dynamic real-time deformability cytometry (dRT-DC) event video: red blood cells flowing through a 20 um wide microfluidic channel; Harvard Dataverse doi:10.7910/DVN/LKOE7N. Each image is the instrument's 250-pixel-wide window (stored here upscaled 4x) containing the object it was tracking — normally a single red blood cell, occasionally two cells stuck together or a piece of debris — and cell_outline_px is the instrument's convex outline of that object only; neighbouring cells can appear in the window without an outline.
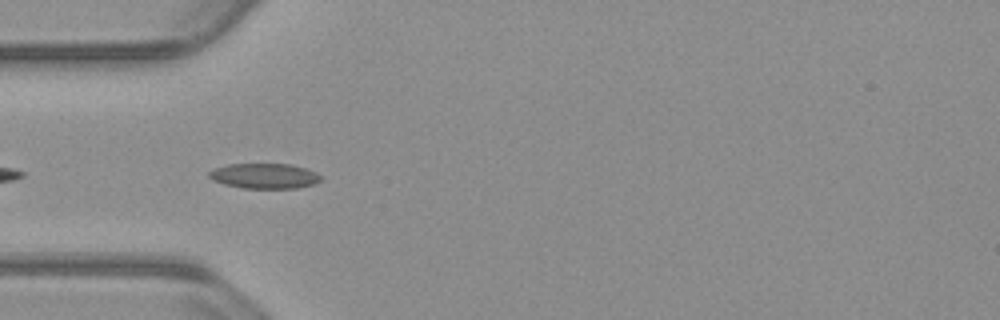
{"species": "common noctule bat (a hibernating species)", "species_latin": "Nyctalus noctula", "temperature_condition": "warm", "stored_images_in_passage": 13, "camera_frame_rate_fps": 3000, "um_per_image_px": 0.085, "animal": {"sex": "male", "body_mass_g": 23.1, "forearm_length_mm": 52.7}, "frame": {"image": 1, "passage_image": 3, "time_ms": 0.667, "image_size_px": [1000, 320], "cell_outline_px": [[324, 176], [320, 180], [312, 184], [296, 188], [244, 188], [224, 184], [212, 180], [208, 176], [208, 172], [212, 168], [228, 164], [292, 164], [316, 172]], "centroid_in_image_um": [22.45, 14.95], "position_along_channel_um": 62.5, "area_um2": 16.47}}